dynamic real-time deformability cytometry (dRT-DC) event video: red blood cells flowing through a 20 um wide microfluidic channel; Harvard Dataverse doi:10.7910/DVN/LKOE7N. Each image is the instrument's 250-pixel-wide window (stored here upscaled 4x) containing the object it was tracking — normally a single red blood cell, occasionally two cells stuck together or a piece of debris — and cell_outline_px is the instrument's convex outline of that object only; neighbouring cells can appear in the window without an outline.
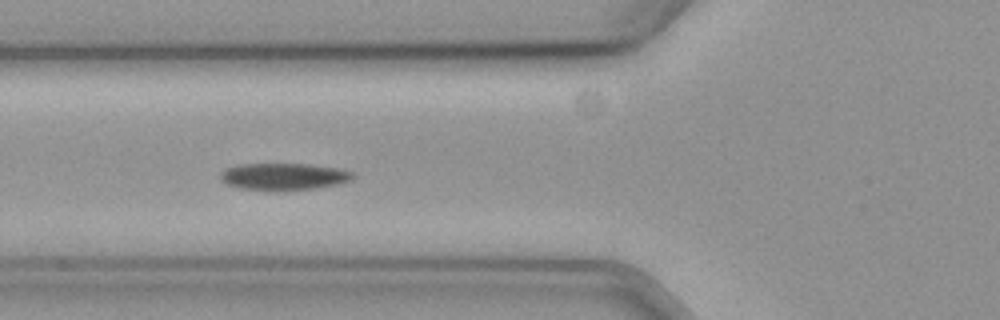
{"species": "common noctule bat (a hibernating species)", "species_latin": "Nyctalus noctula", "temperature_condition": "cold", "stored_images_in_passage": 37, "camera_frame_rate_fps": 3000, "um_per_image_px": 0.085, "animal": {"sex": "female", "body_mass_g": 19.3, "forearm_length_mm": 54.1}, "frame": {"image": 1, "passage_image": 6, "time_ms": 1.667, "image_size_px": [1000, 320], "cell_outline_px": [[356, 176], [352, 180], [336, 184], [316, 188], [240, 188], [228, 184], [220, 176], [220, 172], [228, 168], [240, 164], [308, 164], [340, 168], [352, 172]], "centroid_in_image_um": [24.19, 14.96], "position_along_channel_um": 101.6, "area_um2": 19.88}}
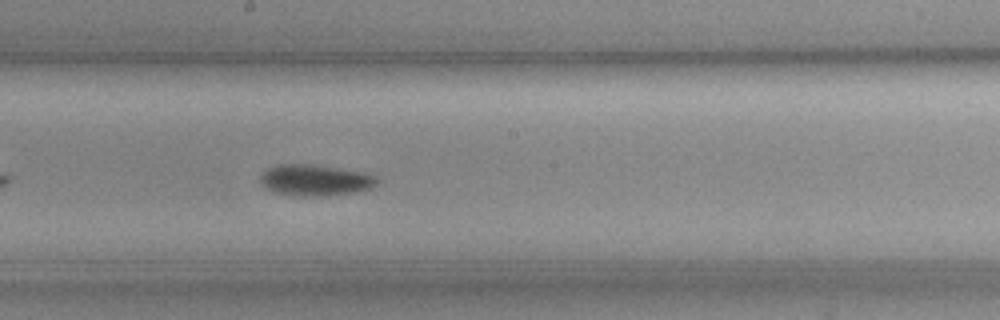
{"frame": {"image": 2, "passage_image": 16, "time_ms": 5.0, "image_size_px": [1000, 320], "cell_outline_px": [[380, 180], [372, 188], [356, 192], [328, 196], [292, 196], [272, 192], [264, 188], [260, 184], [260, 176], [268, 168], [280, 164], [308, 164], [364, 172], [376, 176]], "centroid_in_image_um": [26.77, 15.34], "position_along_channel_um": 221.4, "area_um2": 21.5}, "authors_computed_cell_mechanics": {"area_um2": 20.6924, "velocity_mm_per_s": 3.5833, "shape_relaxation_time_tau1_ms": 4.0384, "shape_relaxation_time_tau2_ms": null, "deformation_change_tau1": 0.1262, "deformation_change_tau2": null}}